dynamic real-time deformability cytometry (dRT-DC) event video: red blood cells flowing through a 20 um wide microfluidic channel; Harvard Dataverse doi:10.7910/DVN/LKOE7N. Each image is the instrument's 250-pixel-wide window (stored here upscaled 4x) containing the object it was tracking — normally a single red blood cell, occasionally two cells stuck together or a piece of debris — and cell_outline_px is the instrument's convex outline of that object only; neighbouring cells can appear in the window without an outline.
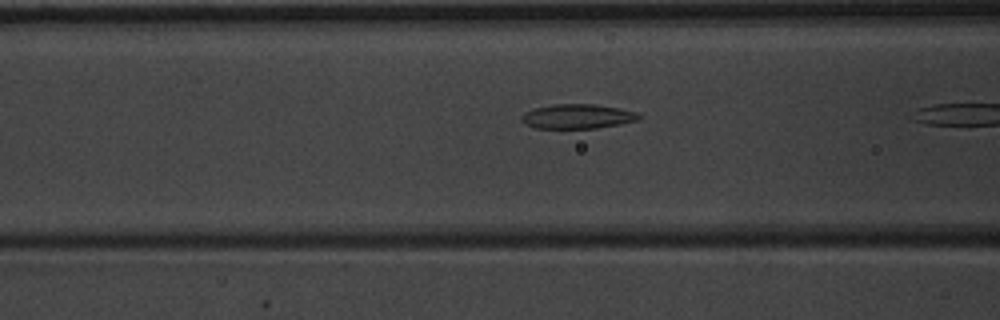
{"species": "common noctule bat (a hibernating species)", "species_latin": "Nyctalus noctula", "temperature_condition": "warm", "stored_images_in_passage": 8, "camera_frame_rate_fps": 3000, "um_per_image_px": 0.085, "animal": {"sex": "male", "body_mass_g": 20.1, "forearm_length_mm": 53.5}, "frame": {"image": 1, "passage_image": 7, "time_ms": 2.0, "image_size_px": [1000, 320], "cell_outline_px": [[644, 116], [640, 120], [620, 124], [596, 128], [536, 128], [520, 120], [520, 116], [524, 112], [536, 108], [552, 104], [596, 104], [640, 112]], "centroid_in_image_um": [49.16, 9.89], "position_along_channel_um": 117.4, "area_um2": 16.94}}